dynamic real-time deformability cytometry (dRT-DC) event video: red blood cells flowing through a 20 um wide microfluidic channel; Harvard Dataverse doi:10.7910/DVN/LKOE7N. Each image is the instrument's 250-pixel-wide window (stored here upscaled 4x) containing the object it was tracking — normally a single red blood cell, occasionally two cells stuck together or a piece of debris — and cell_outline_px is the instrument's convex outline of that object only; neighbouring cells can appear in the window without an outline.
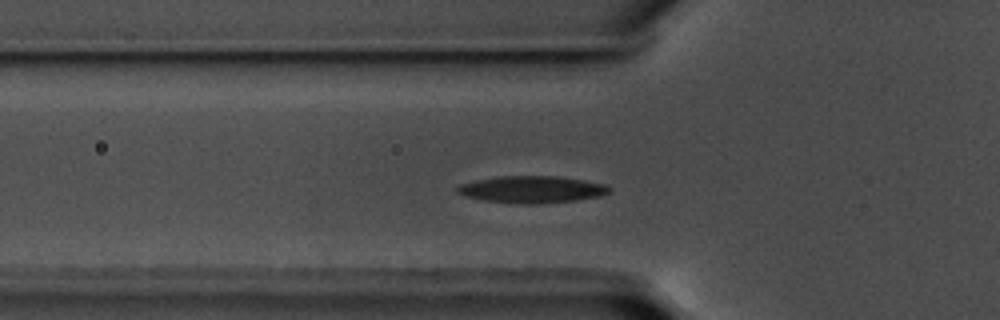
{"species": "common noctule bat (a hibernating species)", "species_latin": "Nyctalus noctula", "temperature_condition": "warm", "stored_images_in_passage": 53, "segment_of_instrument_passage": [1, 2], "camera_frame_rate_fps": 3000, "um_per_image_px": 0.085, "animal": {"sex": "male", "body_mass_g": 17.5, "forearm_length_mm": 52.3}, "frame": {"image": 1, "passage_image": 14, "time_ms": 4.333, "image_size_px": [1000, 320], "cell_outline_px": [[612, 192], [600, 196], [576, 200], [532, 204], [512, 204], [484, 200], [464, 196], [456, 192], [456, 188], [460, 184], [476, 180], [500, 176], [556, 176], [584, 180], [604, 184], [612, 188]], "centroid_in_image_um": [45.21, 16.11], "position_along_channel_um": 80.6, "area_um2": 23.99}}
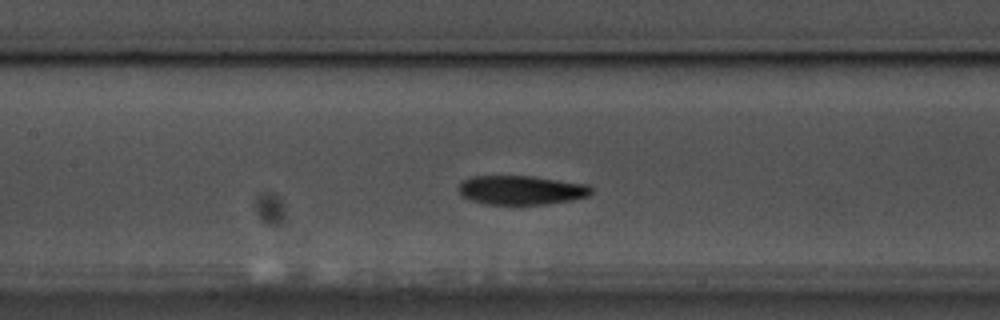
{"frame": {"image": 2, "passage_image": 21, "time_ms": 6.667, "image_size_px": [1000, 320], "cell_outline_px": [[592, 192], [588, 196], [572, 200], [544, 204], [484, 204], [460, 196], [456, 188], [460, 180], [472, 176], [536, 176], [588, 184], [592, 188]], "centroid_in_image_um": [44.26, 16.14], "position_along_channel_um": 163.1, "area_um2": 22.89}}
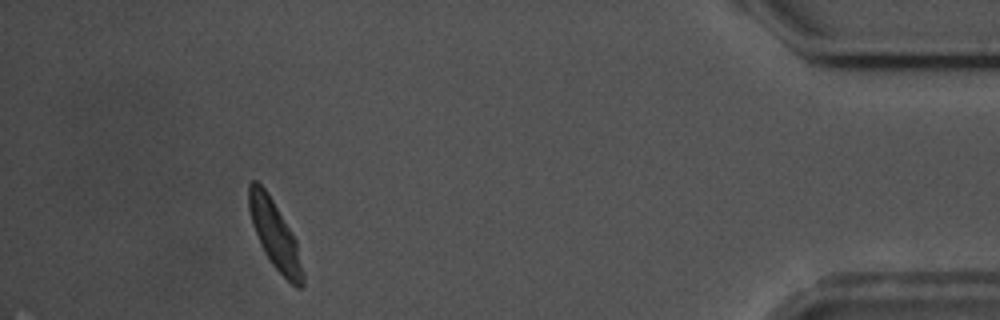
{"frame": {"image": 3, "passage_image": 47, "time_ms": 15.333, "image_size_px": [1000, 320], "cell_outline_px": [[304, 284], [300, 288], [296, 288], [272, 264], [252, 224], [248, 208], [248, 184], [252, 180], [256, 180], [268, 192], [292, 232], [296, 240], [304, 276]], "centroid_in_image_um": [23.36, 19.91], "position_along_channel_um": 411.8, "area_um2": 20.87}}